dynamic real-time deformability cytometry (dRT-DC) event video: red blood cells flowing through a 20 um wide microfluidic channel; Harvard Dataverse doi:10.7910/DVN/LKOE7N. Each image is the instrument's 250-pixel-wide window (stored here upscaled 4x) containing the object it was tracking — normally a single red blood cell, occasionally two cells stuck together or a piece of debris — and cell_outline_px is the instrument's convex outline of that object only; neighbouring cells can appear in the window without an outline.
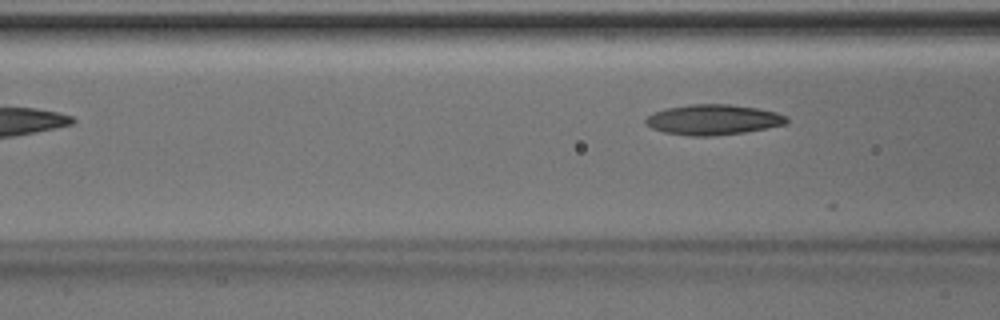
{"species": "Egyptian fruit bat (a non-hibernating species)", "species_latin": "Rousettus aegyptiacus", "temperature_condition": "room temperature", "stored_images_in_passage": 5, "camera_frame_rate_fps": 3000, "um_per_image_px": 0.085, "animal": {"sex": "male"}, "frame": {"image": 1, "passage_image": 5, "time_ms": 1.333, "image_size_px": [1000, 320], "cell_outline_px": [[788, 120], [784, 124], [744, 132], [716, 136], [688, 136], [664, 132], [652, 128], [644, 120], [652, 112], [664, 108], [688, 104], [728, 104], [756, 108], [776, 112], [788, 116]], "centroid_in_image_um": [60.58, 10.17], "position_along_channel_um": 106.0, "area_um2": 24.91}}